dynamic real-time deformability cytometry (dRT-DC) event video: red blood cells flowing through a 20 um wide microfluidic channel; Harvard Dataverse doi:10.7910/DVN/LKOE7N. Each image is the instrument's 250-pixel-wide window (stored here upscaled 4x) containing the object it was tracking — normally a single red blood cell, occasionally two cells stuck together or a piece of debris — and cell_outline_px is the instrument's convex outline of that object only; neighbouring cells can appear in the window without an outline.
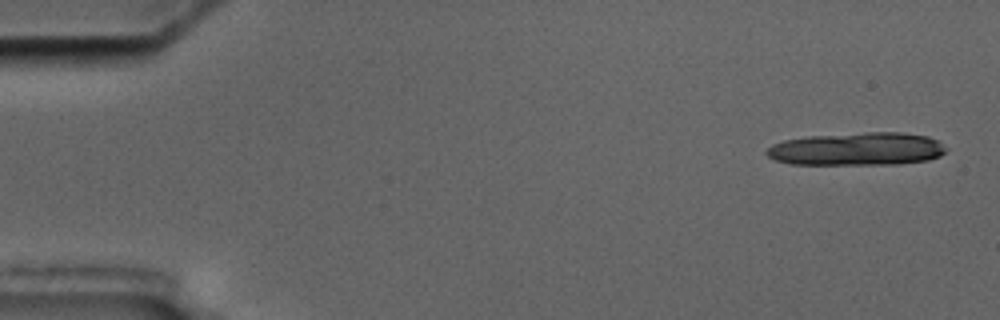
{"species": "common noctule bat (a hibernating species)", "species_latin": "Nyctalus noctula", "temperature_condition": "cold", "stored_images_in_passage": 10, "camera_frame_rate_fps": 3000, "um_per_image_px": 0.085, "animal": {"sex": "male", "body_mass_g": 17.5, "forearm_length_mm": 52.3}, "frame": {"image": 1, "passage_image": 1, "time_ms": 0.0, "image_size_px": [1000, 320], "cell_outline_px": [[948, 148], [940, 156], [928, 160], [896, 164], [792, 164], [776, 160], [768, 156], [764, 152], [772, 144], [784, 140], [808, 136], [864, 132], [904, 132], [928, 136], [940, 140]], "centroid_in_image_um": [72.89, 12.65], "position_along_channel_um": 12.1, "area_um2": 34.8}}